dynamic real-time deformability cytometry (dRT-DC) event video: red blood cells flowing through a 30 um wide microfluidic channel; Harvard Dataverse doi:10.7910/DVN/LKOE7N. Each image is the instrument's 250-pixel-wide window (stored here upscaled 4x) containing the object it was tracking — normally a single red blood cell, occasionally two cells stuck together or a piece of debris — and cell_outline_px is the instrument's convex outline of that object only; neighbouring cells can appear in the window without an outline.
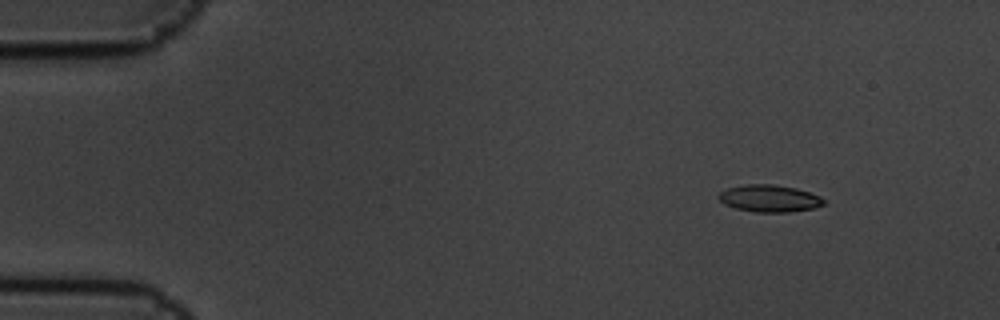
{"species": "common noctule bat (a hibernating species)", "species_latin": "Nyctalus noctula", "temperature_condition": "cold", "stored_images_in_passage": 5, "camera_frame_rate_fps": 3000, "um_per_image_px": 0.085, "animal": {"sex": "male", "body_mass_g": 19.5, "forearm_length_mm": 54.6}, "frame": {"image": 1, "passage_image": 2, "time_ms": 0.333, "image_size_px": [1000, 320], "cell_outline_px": [[824, 204], [816, 208], [788, 212], [756, 212], [736, 208], [724, 204], [716, 196], [720, 192], [728, 188], [744, 184], [772, 184], [796, 188], [820, 196], [824, 200]], "centroid_in_image_um": [65.39, 16.86], "position_along_channel_um": 19.6, "area_um2": 16.59}}
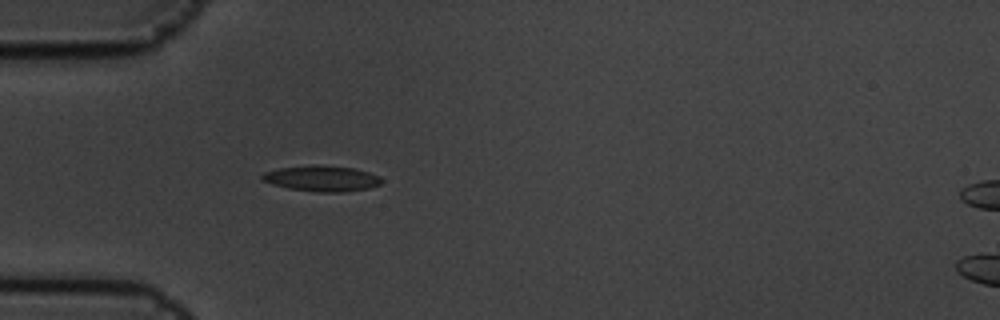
{"frame": {"image": 2, "passage_image": 5, "time_ms": 1.333, "image_size_px": [1000, 320], "cell_outline_px": [[384, 180], [380, 184], [368, 188], [344, 192], [320, 192], [288, 188], [272, 184], [260, 180], [260, 176], [264, 172], [280, 168], [312, 164], [316, 164], [352, 168], [368, 172], [380, 176]], "centroid_in_image_um": [27.33, 15.16], "position_along_channel_um": 57.7, "area_um2": 17.98}}